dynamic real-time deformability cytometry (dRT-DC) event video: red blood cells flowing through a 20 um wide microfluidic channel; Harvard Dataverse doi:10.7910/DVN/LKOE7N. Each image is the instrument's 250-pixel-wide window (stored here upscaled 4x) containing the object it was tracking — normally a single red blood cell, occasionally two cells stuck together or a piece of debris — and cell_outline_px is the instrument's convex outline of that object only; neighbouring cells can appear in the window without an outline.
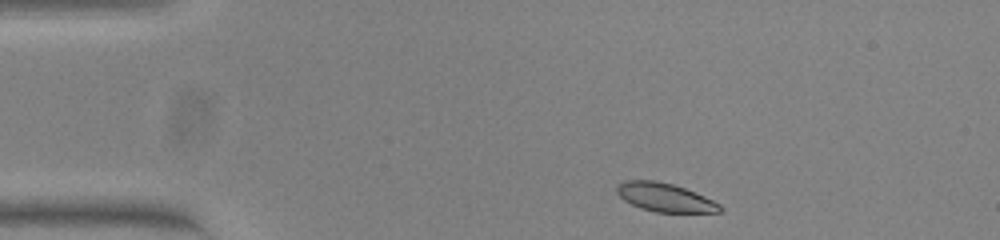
{"species": "common noctule bat (a hibernating species)", "species_latin": "Nyctalus noctula", "temperature_condition": "warm", "stored_images_in_passage": 46, "camera_frame_rate_fps": 3000, "um_per_image_px": 0.085, "animal": {"sex": "female", "body_mass_g": 23.0, "forearm_length_mm": 53.4}, "frame": {"image": 1, "passage_image": 1, "time_ms": 0.0, "image_size_px": [1000, 240], "cell_outline_px": [[724, 208], [720, 212], [656, 212], [640, 208], [624, 200], [616, 192], [616, 188], [624, 180], [656, 180], [672, 184], [684, 188], [704, 196], [720, 204]], "centroid_in_image_um": [56.51, 16.78], "position_along_channel_um": 28.5, "area_um2": 17.05}}
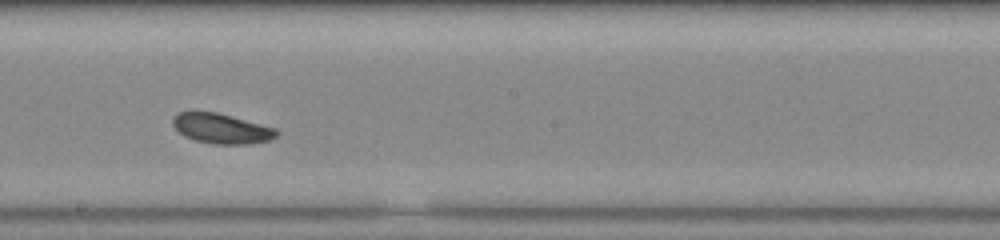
{"frame": {"image": 2, "passage_image": 22, "time_ms": 7.0, "image_size_px": [1000, 240], "cell_outline_px": [[280, 132], [272, 140], [248, 144], [212, 144], [196, 140], [184, 136], [172, 124], [172, 120], [180, 112], [216, 112], [276, 128]], "centroid_in_image_um": [18.87, 10.94], "position_along_channel_um": 229.3, "area_um2": 17.98}}
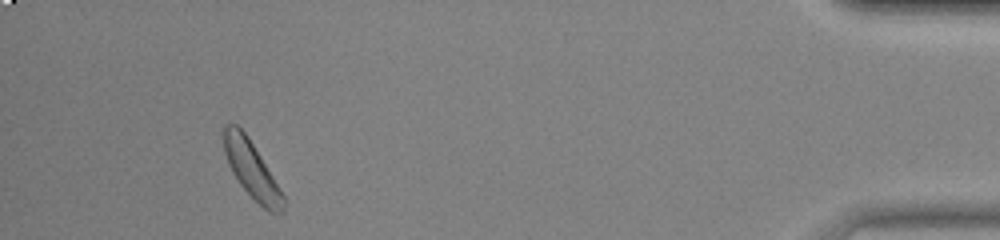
{"frame": {"image": 3, "passage_image": 42, "time_ms": 13.667, "image_size_px": [1000, 240], "cell_outline_px": [[284, 212], [268, 212], [240, 184], [232, 172], [228, 164], [224, 152], [224, 128], [228, 124], [236, 124], [248, 136], [284, 196]], "centroid_in_image_um": [21.38, 14.42], "position_along_channel_um": 413.8, "area_um2": 19.02}, "authors_computed_cell_mechanics": {"area_um2": 18.496, "velocity_mm_per_s": 3.7737, "shape_relaxation_time_tau1_ms": 11.0683, "shape_relaxation_time_tau2_ms": null, "deformation_change_tau1": 0.2024, "deformation_change_tau2": null}}